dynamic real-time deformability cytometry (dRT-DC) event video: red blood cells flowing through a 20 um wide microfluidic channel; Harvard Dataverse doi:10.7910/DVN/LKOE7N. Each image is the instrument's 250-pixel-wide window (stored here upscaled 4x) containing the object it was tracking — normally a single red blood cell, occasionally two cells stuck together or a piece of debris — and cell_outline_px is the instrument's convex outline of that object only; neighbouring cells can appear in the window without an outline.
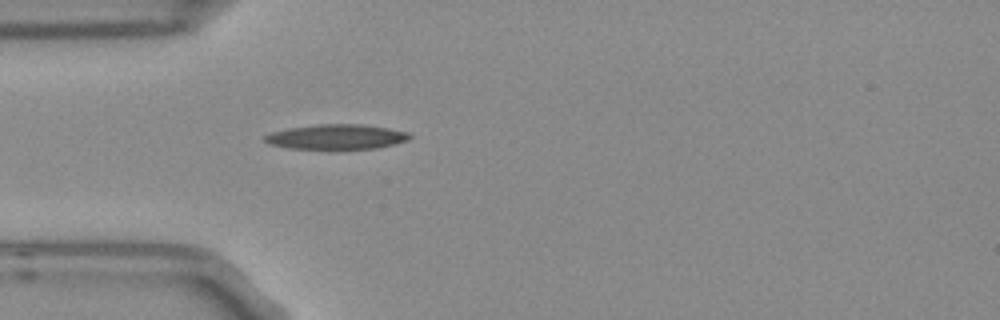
{"species": "Egyptian fruit bat (a non-hibernating species)", "species_latin": "Rousettus aegyptiacus", "temperature_condition": "room temperature", "stored_images_in_passage": 1, "camera_frame_rate_fps": 3000, "um_per_image_px": 0.085, "frame": {"image": 1, "passage_image": 1, "time_ms": 0.0, "image_size_px": [1000, 320], "cell_outline_px": [[412, 136], [408, 140], [376, 148], [288, 148], [268, 144], [264, 140], [264, 136], [272, 132], [288, 128], [320, 124], [360, 124], [388, 128], [408, 132]], "centroid_in_image_um": [28.58, 11.62], "position_along_channel_um": 56.4, "area_um2": 20.69}}